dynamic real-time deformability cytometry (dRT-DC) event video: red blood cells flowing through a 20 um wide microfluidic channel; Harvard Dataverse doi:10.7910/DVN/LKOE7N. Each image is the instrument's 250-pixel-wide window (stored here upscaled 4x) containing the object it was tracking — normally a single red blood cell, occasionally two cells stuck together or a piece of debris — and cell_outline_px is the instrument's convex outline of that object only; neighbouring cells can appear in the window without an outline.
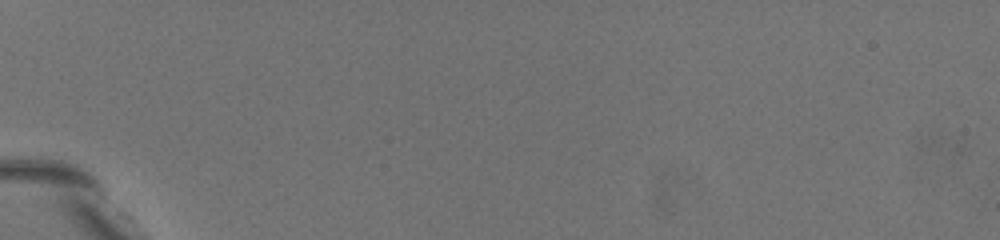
{"species": "common noctule bat (a hibernating species)", "species_latin": "Nyctalus noctula", "temperature_condition": "warm", "stored_images_in_passage": 3, "camera_frame_rate_fps": 3000, "um_per_image_px": 0.085, "animal": {"sex": "female", "body_mass_g": 19.5, "forearm_length_mm": 54.1}, "frame": {"image": 1, "passage_image": 1, "time_ms": 0.0, "image_size_px": [1000, 240], "cell_outline_px": [[196, 216], [188, 220], [172, 208], [120, 168], [116, 164], [96, 132], [96, 128], [100, 128], [124, 140], [140, 152]], "centroid_in_image_um": [12.11, 14.58], "position_along_channel_um": 72.9, "area_um2": 15.9}}